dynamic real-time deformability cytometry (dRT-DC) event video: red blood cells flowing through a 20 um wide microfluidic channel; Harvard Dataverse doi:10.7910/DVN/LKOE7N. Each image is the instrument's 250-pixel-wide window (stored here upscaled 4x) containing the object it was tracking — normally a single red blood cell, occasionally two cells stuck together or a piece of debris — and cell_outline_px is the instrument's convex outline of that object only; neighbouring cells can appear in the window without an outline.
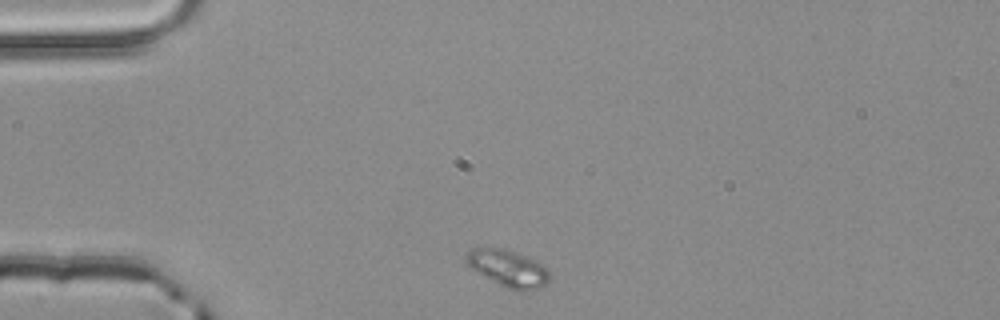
{"species": "common noctule bat (a hibernating species)", "species_latin": "Nyctalus noctula", "temperature_condition": "room temperature", "stored_images_in_passage": 3, "camera_frame_rate_fps": 3000, "um_per_image_px": 0.085, "animal": {"sex": "male", "body_mass_g": 20.4}, "frame": {"image": 1, "passage_image": 1, "time_ms": 0.0, "image_size_px": [1000, 320], "cell_outline_px": [[548, 280], [544, 284], [536, 288], [524, 292], [516, 292], [468, 268], [464, 264], [464, 256], [472, 248], [484, 244], [488, 244], [504, 248], [516, 252], [548, 268]], "centroid_in_image_um": [43.06, 22.75], "position_along_channel_um": 41.9, "area_um2": 18.32}}